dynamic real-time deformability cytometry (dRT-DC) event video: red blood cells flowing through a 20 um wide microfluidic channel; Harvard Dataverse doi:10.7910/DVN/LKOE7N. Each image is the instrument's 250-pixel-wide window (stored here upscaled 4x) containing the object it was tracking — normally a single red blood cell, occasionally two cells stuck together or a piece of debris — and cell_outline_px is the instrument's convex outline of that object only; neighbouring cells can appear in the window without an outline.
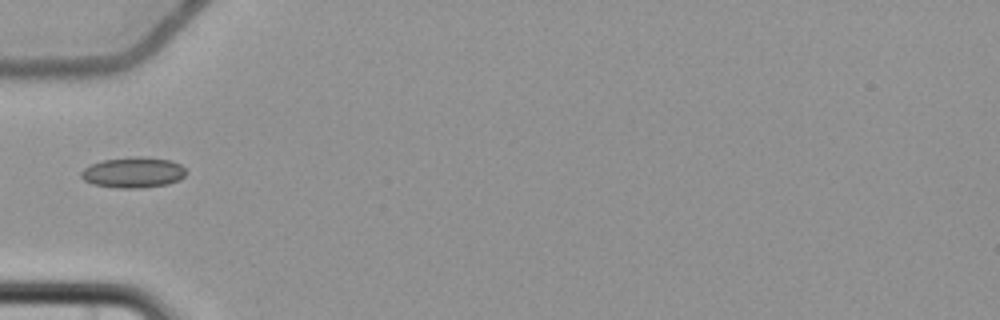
{"species": "common noctule bat (a hibernating species)", "species_latin": "Nyctalus noctula", "temperature_condition": "cold", "stored_images_in_passage": 2, "camera_frame_rate_fps": 3000, "um_per_image_px": 0.085, "animal": {"sex": "female", "body_mass_g": 22.7, "forearm_length_mm": 54.2}, "frame": {"image": 1, "passage_image": 2, "time_ms": 2.0, "image_size_px": [1000, 320], "cell_outline_px": [[188, 172], [180, 180], [168, 184], [140, 188], [120, 188], [92, 184], [84, 180], [80, 176], [80, 172], [84, 168], [92, 164], [104, 160], [136, 156], [140, 156], [172, 160], [180, 164]], "centroid_in_image_um": [11.35, 14.66], "position_along_channel_um": 73.6, "area_um2": 18.84}}